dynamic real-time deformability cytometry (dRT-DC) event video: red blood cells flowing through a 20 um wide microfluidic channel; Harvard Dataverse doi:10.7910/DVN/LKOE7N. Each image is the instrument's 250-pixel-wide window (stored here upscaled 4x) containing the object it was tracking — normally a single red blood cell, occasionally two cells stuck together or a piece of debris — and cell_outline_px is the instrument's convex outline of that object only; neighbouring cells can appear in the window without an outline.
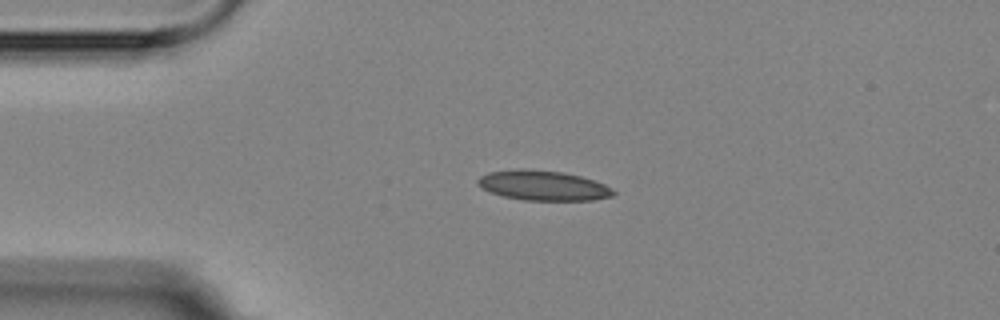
{"species": "Egyptian fruit bat (a non-hibernating species)", "species_latin": "Rousettus aegyptiacus", "temperature_condition": "room temperature", "stored_images_in_passage": 2, "camera_frame_rate_fps": 3000, "um_per_image_px": 0.085, "animal": {"sex": "female"}, "frame": {"image": 1, "passage_image": 1, "time_ms": 0.0, "image_size_px": [1000, 320], "cell_outline_px": [[616, 192], [612, 196], [592, 200], [524, 200], [504, 196], [480, 188], [476, 184], [476, 180], [480, 176], [488, 172], [516, 168], [524, 168], [564, 172], [580, 176], [604, 184], [612, 188]], "centroid_in_image_um": [46.12, 15.75], "position_along_channel_um": 38.9, "area_um2": 23.76}}